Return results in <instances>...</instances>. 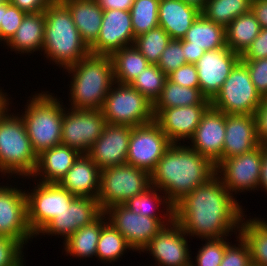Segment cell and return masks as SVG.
Wrapping results in <instances>:
<instances>
[{
    "mask_svg": "<svg viewBox=\"0 0 267 266\" xmlns=\"http://www.w3.org/2000/svg\"><path fill=\"white\" fill-rule=\"evenodd\" d=\"M218 175L197 186L174 206V220L187 236L225 238L240 228L244 211Z\"/></svg>",
    "mask_w": 267,
    "mask_h": 266,
    "instance_id": "cell-1",
    "label": "cell"
},
{
    "mask_svg": "<svg viewBox=\"0 0 267 266\" xmlns=\"http://www.w3.org/2000/svg\"><path fill=\"white\" fill-rule=\"evenodd\" d=\"M215 174L216 166L190 146L171 144L150 177L151 185L164 190V198L175 206Z\"/></svg>",
    "mask_w": 267,
    "mask_h": 266,
    "instance_id": "cell-2",
    "label": "cell"
},
{
    "mask_svg": "<svg viewBox=\"0 0 267 266\" xmlns=\"http://www.w3.org/2000/svg\"><path fill=\"white\" fill-rule=\"evenodd\" d=\"M45 27L43 49L55 64L65 69L90 54L82 40L68 7L61 0H54L44 11Z\"/></svg>",
    "mask_w": 267,
    "mask_h": 266,
    "instance_id": "cell-3",
    "label": "cell"
},
{
    "mask_svg": "<svg viewBox=\"0 0 267 266\" xmlns=\"http://www.w3.org/2000/svg\"><path fill=\"white\" fill-rule=\"evenodd\" d=\"M66 69L73 73L71 108L101 110L111 86L116 84L111 57L89 54Z\"/></svg>",
    "mask_w": 267,
    "mask_h": 266,
    "instance_id": "cell-4",
    "label": "cell"
},
{
    "mask_svg": "<svg viewBox=\"0 0 267 266\" xmlns=\"http://www.w3.org/2000/svg\"><path fill=\"white\" fill-rule=\"evenodd\" d=\"M33 97L21 118L33 150L39 155L61 144L64 107L50 94L42 92Z\"/></svg>",
    "mask_w": 267,
    "mask_h": 266,
    "instance_id": "cell-5",
    "label": "cell"
},
{
    "mask_svg": "<svg viewBox=\"0 0 267 266\" xmlns=\"http://www.w3.org/2000/svg\"><path fill=\"white\" fill-rule=\"evenodd\" d=\"M7 112L0 115V172L30 177L36 169L38 155L22 118Z\"/></svg>",
    "mask_w": 267,
    "mask_h": 266,
    "instance_id": "cell-6",
    "label": "cell"
},
{
    "mask_svg": "<svg viewBox=\"0 0 267 266\" xmlns=\"http://www.w3.org/2000/svg\"><path fill=\"white\" fill-rule=\"evenodd\" d=\"M151 186L148 172L128 163L101 170L98 203L102 211L124 205Z\"/></svg>",
    "mask_w": 267,
    "mask_h": 266,
    "instance_id": "cell-7",
    "label": "cell"
},
{
    "mask_svg": "<svg viewBox=\"0 0 267 266\" xmlns=\"http://www.w3.org/2000/svg\"><path fill=\"white\" fill-rule=\"evenodd\" d=\"M116 84L118 87L111 86L101 109L108 124L135 127L155 120L151 101L130 84Z\"/></svg>",
    "mask_w": 267,
    "mask_h": 266,
    "instance_id": "cell-8",
    "label": "cell"
},
{
    "mask_svg": "<svg viewBox=\"0 0 267 266\" xmlns=\"http://www.w3.org/2000/svg\"><path fill=\"white\" fill-rule=\"evenodd\" d=\"M251 81L247 66L240 60L211 100V106L225 114H253L262 101Z\"/></svg>",
    "mask_w": 267,
    "mask_h": 266,
    "instance_id": "cell-9",
    "label": "cell"
},
{
    "mask_svg": "<svg viewBox=\"0 0 267 266\" xmlns=\"http://www.w3.org/2000/svg\"><path fill=\"white\" fill-rule=\"evenodd\" d=\"M26 193L27 221L30 230L35 235L55 217L69 208L76 197L58 183H42Z\"/></svg>",
    "mask_w": 267,
    "mask_h": 266,
    "instance_id": "cell-10",
    "label": "cell"
},
{
    "mask_svg": "<svg viewBox=\"0 0 267 266\" xmlns=\"http://www.w3.org/2000/svg\"><path fill=\"white\" fill-rule=\"evenodd\" d=\"M171 144L155 120L132 127L126 163L151 174Z\"/></svg>",
    "mask_w": 267,
    "mask_h": 266,
    "instance_id": "cell-11",
    "label": "cell"
},
{
    "mask_svg": "<svg viewBox=\"0 0 267 266\" xmlns=\"http://www.w3.org/2000/svg\"><path fill=\"white\" fill-rule=\"evenodd\" d=\"M64 110L61 144L87 154L93 143L101 136L107 122L101 110Z\"/></svg>",
    "mask_w": 267,
    "mask_h": 266,
    "instance_id": "cell-12",
    "label": "cell"
},
{
    "mask_svg": "<svg viewBox=\"0 0 267 266\" xmlns=\"http://www.w3.org/2000/svg\"><path fill=\"white\" fill-rule=\"evenodd\" d=\"M103 213L109 217L108 222L123 235L131 249L136 251H143L165 226L162 218L136 214L125 205H114L105 209Z\"/></svg>",
    "mask_w": 267,
    "mask_h": 266,
    "instance_id": "cell-13",
    "label": "cell"
},
{
    "mask_svg": "<svg viewBox=\"0 0 267 266\" xmlns=\"http://www.w3.org/2000/svg\"><path fill=\"white\" fill-rule=\"evenodd\" d=\"M263 144L250 152L229 159H223L216 166V173H221V180L230 194L243 190L259 188ZM232 192V193H231Z\"/></svg>",
    "mask_w": 267,
    "mask_h": 266,
    "instance_id": "cell-14",
    "label": "cell"
},
{
    "mask_svg": "<svg viewBox=\"0 0 267 266\" xmlns=\"http://www.w3.org/2000/svg\"><path fill=\"white\" fill-rule=\"evenodd\" d=\"M33 235L27 221L25 191L0 186V236L9 237L24 245Z\"/></svg>",
    "mask_w": 267,
    "mask_h": 266,
    "instance_id": "cell-15",
    "label": "cell"
},
{
    "mask_svg": "<svg viewBox=\"0 0 267 266\" xmlns=\"http://www.w3.org/2000/svg\"><path fill=\"white\" fill-rule=\"evenodd\" d=\"M240 60L241 56L227 46L213 51H205L195 63L201 93L207 99L212 100Z\"/></svg>",
    "mask_w": 267,
    "mask_h": 266,
    "instance_id": "cell-16",
    "label": "cell"
},
{
    "mask_svg": "<svg viewBox=\"0 0 267 266\" xmlns=\"http://www.w3.org/2000/svg\"><path fill=\"white\" fill-rule=\"evenodd\" d=\"M130 11L104 10L100 33L89 47L90 54L111 56L125 46L134 44Z\"/></svg>",
    "mask_w": 267,
    "mask_h": 266,
    "instance_id": "cell-17",
    "label": "cell"
},
{
    "mask_svg": "<svg viewBox=\"0 0 267 266\" xmlns=\"http://www.w3.org/2000/svg\"><path fill=\"white\" fill-rule=\"evenodd\" d=\"M169 225L152 238L143 252L149 250L159 266H191L186 233L175 220Z\"/></svg>",
    "mask_w": 267,
    "mask_h": 266,
    "instance_id": "cell-18",
    "label": "cell"
},
{
    "mask_svg": "<svg viewBox=\"0 0 267 266\" xmlns=\"http://www.w3.org/2000/svg\"><path fill=\"white\" fill-rule=\"evenodd\" d=\"M211 104H195L174 108H153L155 121L172 144L185 138L190 139L203 114Z\"/></svg>",
    "mask_w": 267,
    "mask_h": 266,
    "instance_id": "cell-19",
    "label": "cell"
},
{
    "mask_svg": "<svg viewBox=\"0 0 267 266\" xmlns=\"http://www.w3.org/2000/svg\"><path fill=\"white\" fill-rule=\"evenodd\" d=\"M132 127L106 124L101 136L93 143L87 155L100 170L126 163Z\"/></svg>",
    "mask_w": 267,
    "mask_h": 266,
    "instance_id": "cell-20",
    "label": "cell"
},
{
    "mask_svg": "<svg viewBox=\"0 0 267 266\" xmlns=\"http://www.w3.org/2000/svg\"><path fill=\"white\" fill-rule=\"evenodd\" d=\"M226 114L210 106L203 114L193 136L191 148L215 166L222 161Z\"/></svg>",
    "mask_w": 267,
    "mask_h": 266,
    "instance_id": "cell-21",
    "label": "cell"
},
{
    "mask_svg": "<svg viewBox=\"0 0 267 266\" xmlns=\"http://www.w3.org/2000/svg\"><path fill=\"white\" fill-rule=\"evenodd\" d=\"M102 213L97 199L76 196L69 208L53 218L39 233L62 235L66 240L79 228L91 224Z\"/></svg>",
    "mask_w": 267,
    "mask_h": 266,
    "instance_id": "cell-22",
    "label": "cell"
},
{
    "mask_svg": "<svg viewBox=\"0 0 267 266\" xmlns=\"http://www.w3.org/2000/svg\"><path fill=\"white\" fill-rule=\"evenodd\" d=\"M259 145L253 114H226L222 160L250 152Z\"/></svg>",
    "mask_w": 267,
    "mask_h": 266,
    "instance_id": "cell-23",
    "label": "cell"
},
{
    "mask_svg": "<svg viewBox=\"0 0 267 266\" xmlns=\"http://www.w3.org/2000/svg\"><path fill=\"white\" fill-rule=\"evenodd\" d=\"M101 170L87 155L80 154L58 184L78 197L98 198Z\"/></svg>",
    "mask_w": 267,
    "mask_h": 266,
    "instance_id": "cell-24",
    "label": "cell"
},
{
    "mask_svg": "<svg viewBox=\"0 0 267 266\" xmlns=\"http://www.w3.org/2000/svg\"><path fill=\"white\" fill-rule=\"evenodd\" d=\"M201 10L183 0H160L158 9L159 27H162L171 39H183L186 32L200 16Z\"/></svg>",
    "mask_w": 267,
    "mask_h": 266,
    "instance_id": "cell-25",
    "label": "cell"
},
{
    "mask_svg": "<svg viewBox=\"0 0 267 266\" xmlns=\"http://www.w3.org/2000/svg\"><path fill=\"white\" fill-rule=\"evenodd\" d=\"M80 154L77 150L63 144L44 150L38 155L37 166L32 177L40 175L43 176L42 183H58Z\"/></svg>",
    "mask_w": 267,
    "mask_h": 266,
    "instance_id": "cell-26",
    "label": "cell"
},
{
    "mask_svg": "<svg viewBox=\"0 0 267 266\" xmlns=\"http://www.w3.org/2000/svg\"><path fill=\"white\" fill-rule=\"evenodd\" d=\"M69 9L82 40L90 47L98 38L103 9L94 0H61Z\"/></svg>",
    "mask_w": 267,
    "mask_h": 266,
    "instance_id": "cell-27",
    "label": "cell"
},
{
    "mask_svg": "<svg viewBox=\"0 0 267 266\" xmlns=\"http://www.w3.org/2000/svg\"><path fill=\"white\" fill-rule=\"evenodd\" d=\"M45 13H28L24 16L21 25L6 43L15 51L32 53L43 49Z\"/></svg>",
    "mask_w": 267,
    "mask_h": 266,
    "instance_id": "cell-28",
    "label": "cell"
},
{
    "mask_svg": "<svg viewBox=\"0 0 267 266\" xmlns=\"http://www.w3.org/2000/svg\"><path fill=\"white\" fill-rule=\"evenodd\" d=\"M181 40L188 42V47L217 50L226 46L225 27L200 14Z\"/></svg>",
    "mask_w": 267,
    "mask_h": 266,
    "instance_id": "cell-29",
    "label": "cell"
},
{
    "mask_svg": "<svg viewBox=\"0 0 267 266\" xmlns=\"http://www.w3.org/2000/svg\"><path fill=\"white\" fill-rule=\"evenodd\" d=\"M261 27L252 11L235 18L226 28V46L240 56L260 33Z\"/></svg>",
    "mask_w": 267,
    "mask_h": 266,
    "instance_id": "cell-30",
    "label": "cell"
},
{
    "mask_svg": "<svg viewBox=\"0 0 267 266\" xmlns=\"http://www.w3.org/2000/svg\"><path fill=\"white\" fill-rule=\"evenodd\" d=\"M115 83L130 84L150 63L134 46H125L111 56Z\"/></svg>",
    "mask_w": 267,
    "mask_h": 266,
    "instance_id": "cell-31",
    "label": "cell"
},
{
    "mask_svg": "<svg viewBox=\"0 0 267 266\" xmlns=\"http://www.w3.org/2000/svg\"><path fill=\"white\" fill-rule=\"evenodd\" d=\"M105 218V214L102 213L91 224L79 228L68 239L64 240L66 253L80 258L96 256L101 230L107 223V221H103Z\"/></svg>",
    "mask_w": 267,
    "mask_h": 266,
    "instance_id": "cell-32",
    "label": "cell"
},
{
    "mask_svg": "<svg viewBox=\"0 0 267 266\" xmlns=\"http://www.w3.org/2000/svg\"><path fill=\"white\" fill-rule=\"evenodd\" d=\"M242 218L239 235L247 243L252 266H267V225L260 219Z\"/></svg>",
    "mask_w": 267,
    "mask_h": 266,
    "instance_id": "cell-33",
    "label": "cell"
},
{
    "mask_svg": "<svg viewBox=\"0 0 267 266\" xmlns=\"http://www.w3.org/2000/svg\"><path fill=\"white\" fill-rule=\"evenodd\" d=\"M195 104H211V100L207 99L199 88L181 86L167 78L153 108H174Z\"/></svg>",
    "mask_w": 267,
    "mask_h": 266,
    "instance_id": "cell-34",
    "label": "cell"
},
{
    "mask_svg": "<svg viewBox=\"0 0 267 266\" xmlns=\"http://www.w3.org/2000/svg\"><path fill=\"white\" fill-rule=\"evenodd\" d=\"M252 0H208L201 14L225 28L238 16L251 11Z\"/></svg>",
    "mask_w": 267,
    "mask_h": 266,
    "instance_id": "cell-35",
    "label": "cell"
},
{
    "mask_svg": "<svg viewBox=\"0 0 267 266\" xmlns=\"http://www.w3.org/2000/svg\"><path fill=\"white\" fill-rule=\"evenodd\" d=\"M160 0H134L130 9L134 37L157 28Z\"/></svg>",
    "mask_w": 267,
    "mask_h": 266,
    "instance_id": "cell-36",
    "label": "cell"
},
{
    "mask_svg": "<svg viewBox=\"0 0 267 266\" xmlns=\"http://www.w3.org/2000/svg\"><path fill=\"white\" fill-rule=\"evenodd\" d=\"M157 190L158 189L155 188V186L151 185L149 188H147L139 195L130 198L124 205L127 206L131 211L135 212L136 214L152 218H159L158 215L155 214L153 209L156 210L157 205L163 204L165 202V204L168 205L166 207L167 214L164 215H168L167 216L168 222L171 223L174 220V206L167 198L165 200L163 198L162 201V197H160V195L158 196L156 192Z\"/></svg>",
    "mask_w": 267,
    "mask_h": 266,
    "instance_id": "cell-37",
    "label": "cell"
},
{
    "mask_svg": "<svg viewBox=\"0 0 267 266\" xmlns=\"http://www.w3.org/2000/svg\"><path fill=\"white\" fill-rule=\"evenodd\" d=\"M171 41V37L162 28L157 27L138 36L134 40V46L152 65H157L162 52Z\"/></svg>",
    "mask_w": 267,
    "mask_h": 266,
    "instance_id": "cell-38",
    "label": "cell"
},
{
    "mask_svg": "<svg viewBox=\"0 0 267 266\" xmlns=\"http://www.w3.org/2000/svg\"><path fill=\"white\" fill-rule=\"evenodd\" d=\"M127 248L131 249L123 235L107 222L101 230L96 256L106 262L115 261Z\"/></svg>",
    "mask_w": 267,
    "mask_h": 266,
    "instance_id": "cell-39",
    "label": "cell"
},
{
    "mask_svg": "<svg viewBox=\"0 0 267 266\" xmlns=\"http://www.w3.org/2000/svg\"><path fill=\"white\" fill-rule=\"evenodd\" d=\"M166 80L167 75L157 65L150 64L130 85L154 104L160 97Z\"/></svg>",
    "mask_w": 267,
    "mask_h": 266,
    "instance_id": "cell-40",
    "label": "cell"
},
{
    "mask_svg": "<svg viewBox=\"0 0 267 266\" xmlns=\"http://www.w3.org/2000/svg\"><path fill=\"white\" fill-rule=\"evenodd\" d=\"M228 244L224 238L207 239L206 244L199 249L196 256L197 265L191 263V266H220Z\"/></svg>",
    "mask_w": 267,
    "mask_h": 266,
    "instance_id": "cell-41",
    "label": "cell"
},
{
    "mask_svg": "<svg viewBox=\"0 0 267 266\" xmlns=\"http://www.w3.org/2000/svg\"><path fill=\"white\" fill-rule=\"evenodd\" d=\"M186 63L184 51L182 49V40L171 39L162 52L157 66L168 75Z\"/></svg>",
    "mask_w": 267,
    "mask_h": 266,
    "instance_id": "cell-42",
    "label": "cell"
},
{
    "mask_svg": "<svg viewBox=\"0 0 267 266\" xmlns=\"http://www.w3.org/2000/svg\"><path fill=\"white\" fill-rule=\"evenodd\" d=\"M25 15V12L11 5L9 1L3 3V18L0 25V41H5L7 43L12 38L21 25Z\"/></svg>",
    "mask_w": 267,
    "mask_h": 266,
    "instance_id": "cell-43",
    "label": "cell"
},
{
    "mask_svg": "<svg viewBox=\"0 0 267 266\" xmlns=\"http://www.w3.org/2000/svg\"><path fill=\"white\" fill-rule=\"evenodd\" d=\"M22 248L20 242L0 236V266H24Z\"/></svg>",
    "mask_w": 267,
    "mask_h": 266,
    "instance_id": "cell-44",
    "label": "cell"
},
{
    "mask_svg": "<svg viewBox=\"0 0 267 266\" xmlns=\"http://www.w3.org/2000/svg\"><path fill=\"white\" fill-rule=\"evenodd\" d=\"M238 247L227 245L220 266H252L250 250L244 239L239 236Z\"/></svg>",
    "mask_w": 267,
    "mask_h": 266,
    "instance_id": "cell-45",
    "label": "cell"
},
{
    "mask_svg": "<svg viewBox=\"0 0 267 266\" xmlns=\"http://www.w3.org/2000/svg\"><path fill=\"white\" fill-rule=\"evenodd\" d=\"M241 61L247 66L257 91L262 97L267 96V58Z\"/></svg>",
    "mask_w": 267,
    "mask_h": 266,
    "instance_id": "cell-46",
    "label": "cell"
},
{
    "mask_svg": "<svg viewBox=\"0 0 267 266\" xmlns=\"http://www.w3.org/2000/svg\"><path fill=\"white\" fill-rule=\"evenodd\" d=\"M167 78L181 86L199 88L198 71L195 64L186 63L168 74Z\"/></svg>",
    "mask_w": 267,
    "mask_h": 266,
    "instance_id": "cell-47",
    "label": "cell"
},
{
    "mask_svg": "<svg viewBox=\"0 0 267 266\" xmlns=\"http://www.w3.org/2000/svg\"><path fill=\"white\" fill-rule=\"evenodd\" d=\"M267 58V28H261L258 36L241 55V60H258Z\"/></svg>",
    "mask_w": 267,
    "mask_h": 266,
    "instance_id": "cell-48",
    "label": "cell"
},
{
    "mask_svg": "<svg viewBox=\"0 0 267 266\" xmlns=\"http://www.w3.org/2000/svg\"><path fill=\"white\" fill-rule=\"evenodd\" d=\"M256 121V133L260 144L267 143V96L262 101L254 113Z\"/></svg>",
    "mask_w": 267,
    "mask_h": 266,
    "instance_id": "cell-49",
    "label": "cell"
},
{
    "mask_svg": "<svg viewBox=\"0 0 267 266\" xmlns=\"http://www.w3.org/2000/svg\"><path fill=\"white\" fill-rule=\"evenodd\" d=\"M54 0H9L10 4L28 13L44 12Z\"/></svg>",
    "mask_w": 267,
    "mask_h": 266,
    "instance_id": "cell-50",
    "label": "cell"
},
{
    "mask_svg": "<svg viewBox=\"0 0 267 266\" xmlns=\"http://www.w3.org/2000/svg\"><path fill=\"white\" fill-rule=\"evenodd\" d=\"M251 11L261 28H267V0H252Z\"/></svg>",
    "mask_w": 267,
    "mask_h": 266,
    "instance_id": "cell-51",
    "label": "cell"
},
{
    "mask_svg": "<svg viewBox=\"0 0 267 266\" xmlns=\"http://www.w3.org/2000/svg\"><path fill=\"white\" fill-rule=\"evenodd\" d=\"M96 2L103 11L112 9L130 11L134 0H96Z\"/></svg>",
    "mask_w": 267,
    "mask_h": 266,
    "instance_id": "cell-52",
    "label": "cell"
},
{
    "mask_svg": "<svg viewBox=\"0 0 267 266\" xmlns=\"http://www.w3.org/2000/svg\"><path fill=\"white\" fill-rule=\"evenodd\" d=\"M182 49L187 63L195 64L199 58L205 53L202 48L188 47V42L182 41Z\"/></svg>",
    "mask_w": 267,
    "mask_h": 266,
    "instance_id": "cell-53",
    "label": "cell"
},
{
    "mask_svg": "<svg viewBox=\"0 0 267 266\" xmlns=\"http://www.w3.org/2000/svg\"><path fill=\"white\" fill-rule=\"evenodd\" d=\"M259 186L260 187L263 186V188H265L267 192V149L265 145H263V158H262Z\"/></svg>",
    "mask_w": 267,
    "mask_h": 266,
    "instance_id": "cell-54",
    "label": "cell"
},
{
    "mask_svg": "<svg viewBox=\"0 0 267 266\" xmlns=\"http://www.w3.org/2000/svg\"><path fill=\"white\" fill-rule=\"evenodd\" d=\"M8 105V98L6 97L4 92L2 93V91L0 90V115H2L6 110H8Z\"/></svg>",
    "mask_w": 267,
    "mask_h": 266,
    "instance_id": "cell-55",
    "label": "cell"
},
{
    "mask_svg": "<svg viewBox=\"0 0 267 266\" xmlns=\"http://www.w3.org/2000/svg\"><path fill=\"white\" fill-rule=\"evenodd\" d=\"M185 3L202 10L208 0H183Z\"/></svg>",
    "mask_w": 267,
    "mask_h": 266,
    "instance_id": "cell-56",
    "label": "cell"
},
{
    "mask_svg": "<svg viewBox=\"0 0 267 266\" xmlns=\"http://www.w3.org/2000/svg\"><path fill=\"white\" fill-rule=\"evenodd\" d=\"M2 18H3V3L0 4V25L2 22Z\"/></svg>",
    "mask_w": 267,
    "mask_h": 266,
    "instance_id": "cell-57",
    "label": "cell"
},
{
    "mask_svg": "<svg viewBox=\"0 0 267 266\" xmlns=\"http://www.w3.org/2000/svg\"><path fill=\"white\" fill-rule=\"evenodd\" d=\"M6 1H9V0H0V4H1V3H4V2H6Z\"/></svg>",
    "mask_w": 267,
    "mask_h": 266,
    "instance_id": "cell-58",
    "label": "cell"
}]
</instances>
